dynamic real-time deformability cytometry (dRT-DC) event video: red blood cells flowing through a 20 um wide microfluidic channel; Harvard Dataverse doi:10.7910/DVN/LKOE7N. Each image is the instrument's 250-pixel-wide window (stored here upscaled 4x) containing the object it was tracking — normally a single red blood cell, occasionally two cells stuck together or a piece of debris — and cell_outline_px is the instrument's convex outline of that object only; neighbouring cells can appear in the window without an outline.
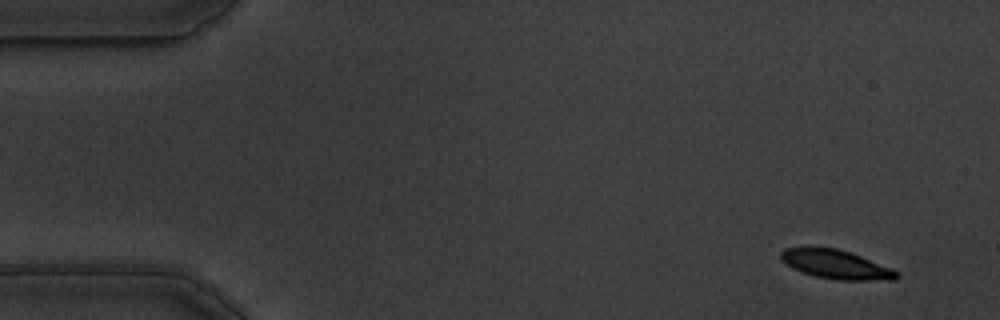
{"species": "common noctule bat (a hibernating species)", "species_latin": "Nyctalus noctula", "temperature_condition": "warm", "stored_images_in_passage": 57, "camera_frame_rate_fps": 3000, "um_per_image_px": 0.085, "animal": {"sex": "male", "body_mass_g": 19.5, "forearm_length_mm": 54.6}, "frame": {"image": 1, "passage_image": 4, "time_ms": 1.0, "image_size_px": [1000, 320], "cell_outline_px": [[900, 276], [896, 280], [836, 280], [816, 276], [792, 268], [780, 260], [780, 252], [784, 248], [836, 248], [860, 256], [892, 268]], "centroid_in_image_um": [71.06, 22.49], "position_along_channel_um": 13.9, "area_um2": 19.25}}
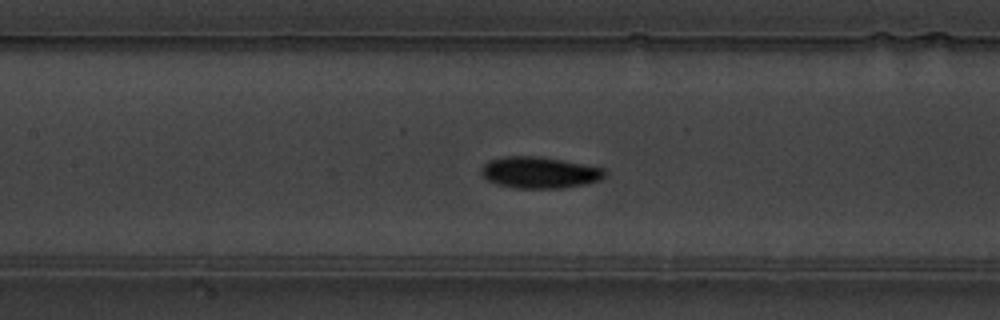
{"frame": {"image": 2, "passage_image": 26, "time_ms": 8.333, "image_size_px": [1000, 320], "cell_outline_px": [[604, 176], [600, 180], [584, 184], [564, 188], [516, 188], [496, 184], [480, 176], [480, 172], [484, 164], [488, 160], [504, 156], [540, 156], [604, 168]], "centroid_in_image_um": [45.8, 14.66], "position_along_channel_um": 161.6, "area_um2": 22.66}}
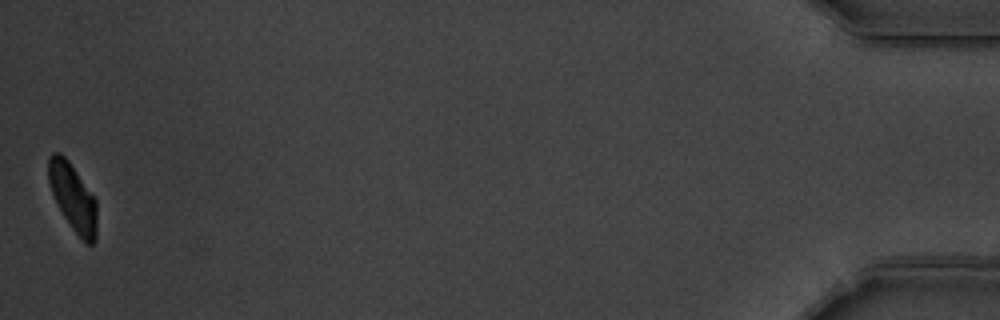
{"frame": {"image": 3, "passage_image": 57, "time_ms": 18.667, "image_size_px": [1000, 320], "cell_outline_px": [[96, 240], [92, 244], [88, 244], [72, 228], [64, 216], [52, 192], [48, 180], [48, 156], [52, 152], [60, 152], [68, 160], [96, 200]], "centroid_in_image_um": [6.19, 16.74], "position_along_channel_um": 429.0, "area_um2": 18.55}, "authors_computed_cell_mechanics": {"area_um2": 20.7502, "velocity_mm_per_s": 3.5122, "shape_relaxation_time_tau1_ms": 2.2708, "shape_relaxation_time_tau2_ms": 7.5118, "deformation_change_tau1": 0.1144, "deformation_change_tau2": 0.1081}}